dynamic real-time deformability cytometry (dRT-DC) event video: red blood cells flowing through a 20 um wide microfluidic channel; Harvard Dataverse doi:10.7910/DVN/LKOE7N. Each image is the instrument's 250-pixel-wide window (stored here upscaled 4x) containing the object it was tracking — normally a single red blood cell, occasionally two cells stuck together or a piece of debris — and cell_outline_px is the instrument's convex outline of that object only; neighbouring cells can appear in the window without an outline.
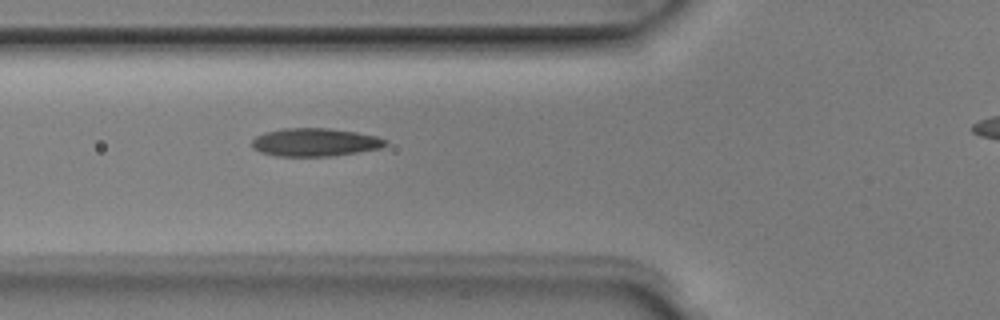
{"species": "Egyptian fruit bat (a non-hibernating species)", "species_latin": "Rousettus aegyptiacus", "temperature_condition": "room temperature", "stored_images_in_passage": 3, "segment_of_instrument_passage": [1, 2], "camera_frame_rate_fps": 3000, "um_per_image_px": 0.085, "animal": {"sex": "male"}, "frame": {"image": 1, "passage_image": 2, "time_ms": 0.333, "image_size_px": [1000, 320], "cell_outline_px": [[388, 144], [380, 148], [332, 156], [276, 156], [260, 152], [252, 148], [252, 140], [256, 136], [264, 132], [284, 128], [332, 128], [356, 132], [376, 136], [388, 140]], "centroid_in_image_um": [26.76, 12.09], "position_along_channel_um": 99.0, "area_um2": 21.96}}